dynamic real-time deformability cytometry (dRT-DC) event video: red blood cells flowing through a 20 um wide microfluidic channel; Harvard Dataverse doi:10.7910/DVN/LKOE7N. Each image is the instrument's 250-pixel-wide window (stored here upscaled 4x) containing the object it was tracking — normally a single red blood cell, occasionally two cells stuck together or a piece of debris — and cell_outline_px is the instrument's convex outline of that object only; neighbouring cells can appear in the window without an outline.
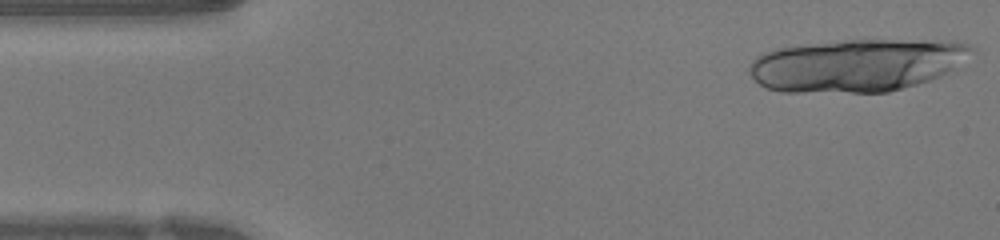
{"species": "human", "species_latin": "Homo sapiens", "temperature_condition": "warm", "stored_images_in_passage": 22, "camera_frame_rate_fps": 3000, "um_per_image_px": 0.085, "donor": {"sex": "female"}, "frame": {"image": 1, "passage_image": 1, "time_ms": 0.0, "image_size_px": [1000, 240], "cell_outline_px": [[968, 48], [940, 76], [916, 84], [888, 92], [780, 92], [768, 88], [760, 84], [748, 72], [748, 64], [756, 56], [764, 52], [776, 48], [808, 44], [844, 40], [952, 40], [968, 44]], "centroid_in_image_um": [72.63, 5.54], "position_along_channel_um": 12.4, "area_um2": 66.99}}
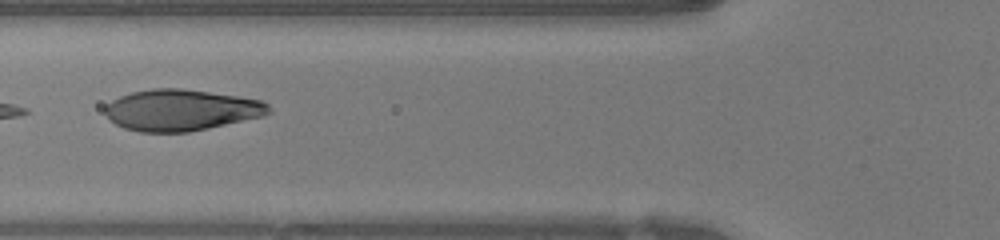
{"frame": {"image": 2, "passage_image": 16, "time_ms": 5.0, "image_size_px": [1000, 240], "cell_outline_px": [[272, 112], [264, 116], [208, 128], [188, 132], [140, 132], [124, 128], [108, 120], [104, 112], [104, 108], [112, 100], [120, 96], [132, 92], [152, 88], [180, 88], [236, 96], [260, 100], [268, 104]], "centroid_in_image_um": [15.37, 9.36], "position_along_channel_um": 110.4, "area_um2": 39.36}}
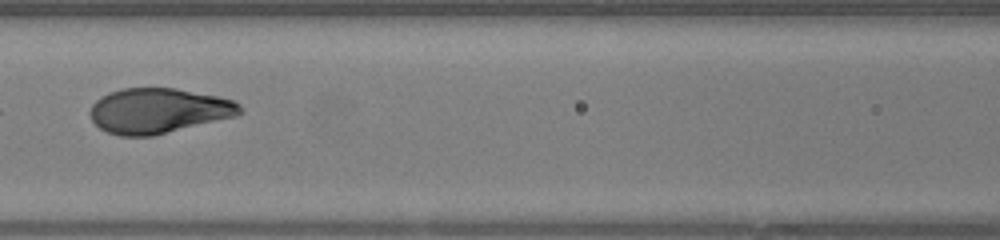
{"frame": {"image": 3, "passage_image": 19, "time_ms": 6.0, "image_size_px": [1000, 240], "cell_outline_px": [[244, 112], [236, 116], [152, 136], [120, 136], [108, 132], [100, 128], [92, 120], [88, 112], [92, 104], [100, 96], [108, 92], [124, 88], [176, 88], [216, 96], [232, 100], [240, 104]], "centroid_in_image_um": [13.44, 9.41], "position_along_channel_um": 153.2, "area_um2": 39.42}}